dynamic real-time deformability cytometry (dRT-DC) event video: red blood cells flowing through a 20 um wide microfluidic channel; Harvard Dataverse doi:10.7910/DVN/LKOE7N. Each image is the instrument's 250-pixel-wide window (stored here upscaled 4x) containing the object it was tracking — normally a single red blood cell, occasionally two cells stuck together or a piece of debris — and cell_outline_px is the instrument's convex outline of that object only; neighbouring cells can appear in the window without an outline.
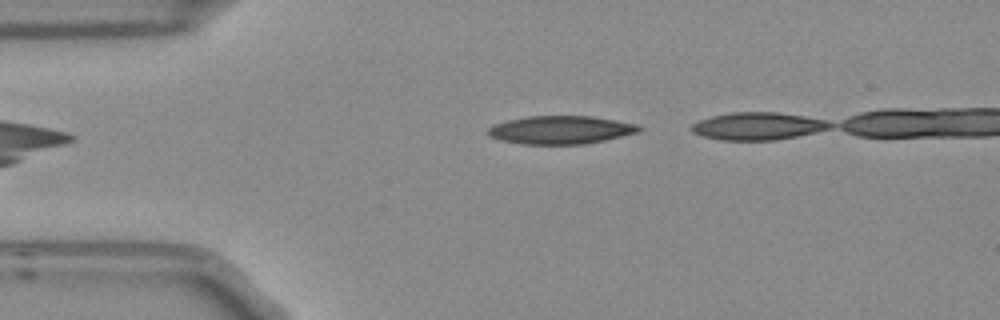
{"species": "Egyptian fruit bat (a non-hibernating species)", "species_latin": "Rousettus aegyptiacus", "temperature_condition": "room temperature", "stored_images_in_passage": 4, "camera_frame_rate_fps": 3000, "um_per_image_px": 0.085, "frame": {"image": 1, "passage_image": 4, "time_ms": 1.0, "image_size_px": [1000, 320], "cell_outline_px": [[644, 128], [640, 132], [604, 140], [584, 144], [524, 144], [500, 140], [488, 136], [488, 128], [492, 124], [508, 120], [528, 116], [592, 116], [640, 124]], "centroid_in_image_um": [47.69, 11.03], "position_along_channel_um": 37.3, "area_um2": 24.97}}